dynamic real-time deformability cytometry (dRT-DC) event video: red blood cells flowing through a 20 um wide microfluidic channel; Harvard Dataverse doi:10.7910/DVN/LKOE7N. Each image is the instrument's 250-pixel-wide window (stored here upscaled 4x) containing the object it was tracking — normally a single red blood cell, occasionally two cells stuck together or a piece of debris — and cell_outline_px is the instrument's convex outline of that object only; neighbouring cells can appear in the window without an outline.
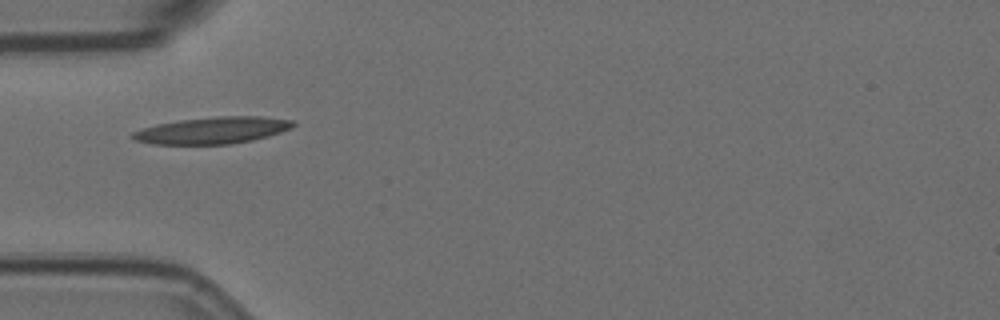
{"species": "Egyptian fruit bat (a non-hibernating species)", "species_latin": "Rousettus aegyptiacus", "temperature_condition": "room temperature", "stored_images_in_passage": 4, "camera_frame_rate_fps": 3000, "um_per_image_px": 0.085, "animal": {"sex": "female"}, "frame": {"image": 1, "passage_image": 1, "time_ms": 0.0, "image_size_px": [1000, 320], "cell_outline_px": [[296, 124], [292, 128], [268, 136], [252, 140], [232, 144], [152, 144], [136, 140], [132, 136], [132, 132], [156, 124], [180, 120], [216, 116], [260, 116], [292, 120]], "centroid_in_image_um": [18.09, 11.07], "position_along_channel_um": 66.9, "area_um2": 24.91}}
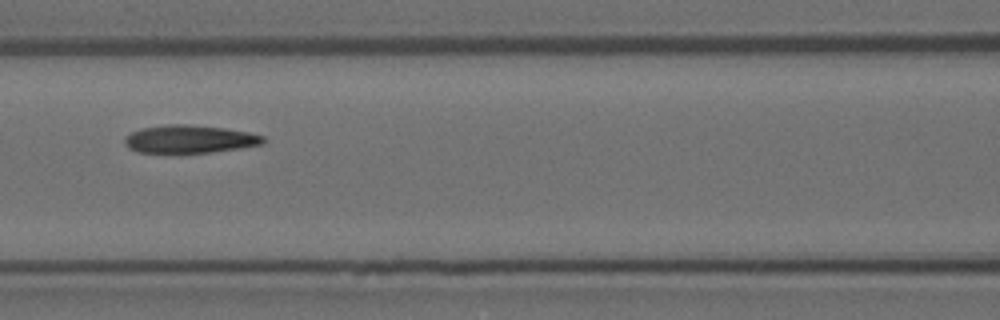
{"frame": {"image": 2, "passage_image": 3, "time_ms": 0.667, "image_size_px": [1000, 320], "cell_outline_px": [[268, 140], [264, 144], [240, 148], [212, 152], [136, 152], [128, 148], [124, 144], [124, 136], [140, 128], [168, 124], [184, 124], [224, 128], [248, 132], [264, 136]], "centroid_in_image_um": [16.12, 11.82], "position_along_channel_um": 150.5, "area_um2": 22.6}}
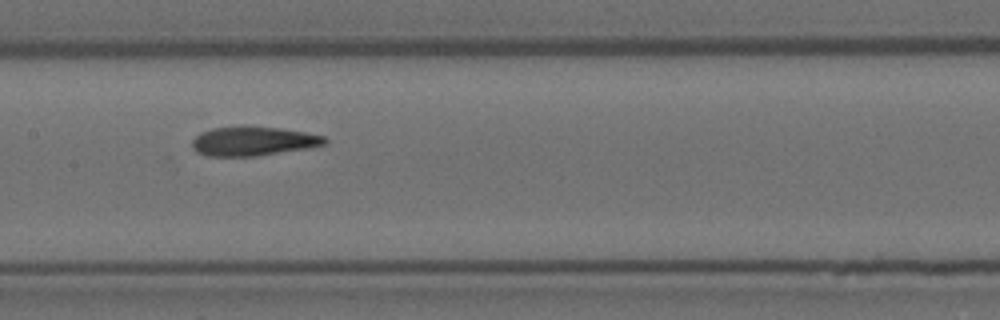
{"frame": {"image": 3, "passage_image": 4, "time_ms": 1.0, "image_size_px": [1000, 320], "cell_outline_px": [[328, 140], [324, 144], [308, 148], [256, 156], [208, 156], [196, 152], [192, 148], [192, 140], [200, 132], [212, 128], [280, 128], [304, 132], [324, 136]], "centroid_in_image_um": [21.5, 12.03], "position_along_channel_um": 185.9, "area_um2": 21.96}}